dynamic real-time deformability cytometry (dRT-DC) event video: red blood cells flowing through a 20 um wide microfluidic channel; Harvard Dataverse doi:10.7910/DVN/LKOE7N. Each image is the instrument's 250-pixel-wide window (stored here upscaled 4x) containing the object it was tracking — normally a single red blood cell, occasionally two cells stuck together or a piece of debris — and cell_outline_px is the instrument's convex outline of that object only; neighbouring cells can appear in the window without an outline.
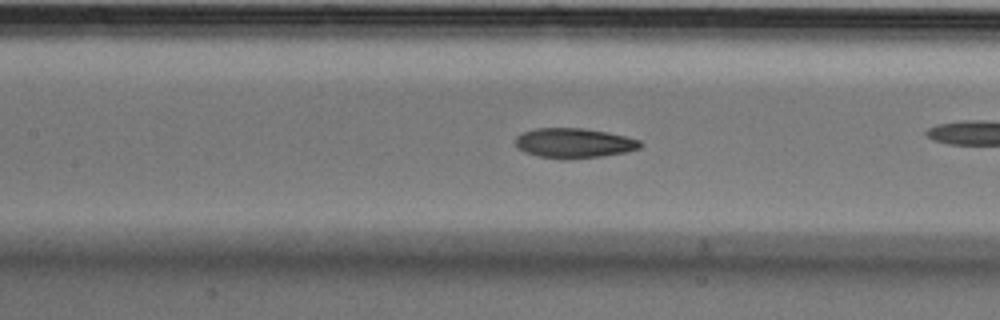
{"species": "Egyptian fruit bat (a non-hibernating species)", "species_latin": "Rousettus aegyptiacus", "temperature_condition": "cold", "stored_images_in_passage": 28, "camera_frame_rate_fps": 3000, "um_per_image_px": 0.085, "animal": {"sex": "male"}, "frame": {"image": 1, "passage_image": 9, "time_ms": 2.667, "image_size_px": [1000, 320], "cell_outline_px": [[644, 144], [640, 148], [628, 152], [600, 156], [564, 160], [560, 160], [540, 156], [524, 152], [516, 144], [516, 136], [524, 132], [536, 128], [584, 128], [608, 132], [640, 140]], "centroid_in_image_um": [48.82, 12.17], "position_along_channel_um": 158.6, "area_um2": 21.79}}
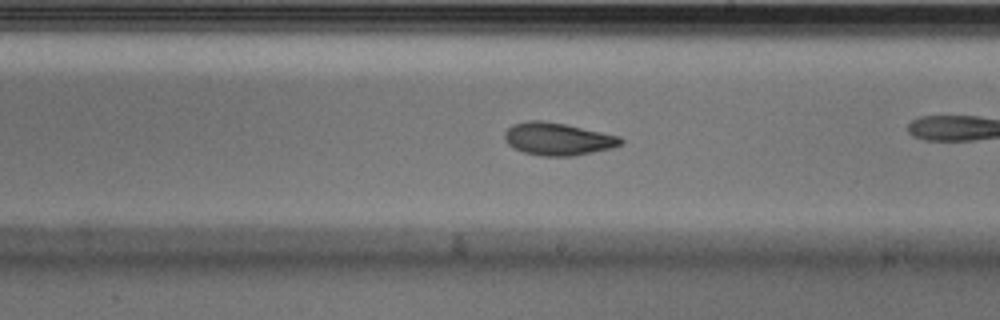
{"frame": {"image": 2, "passage_image": 16, "time_ms": 5.0, "image_size_px": [1000, 320], "cell_outline_px": [[624, 140], [620, 144], [612, 148], [572, 156], [540, 156], [524, 152], [512, 148], [504, 140], [504, 132], [512, 124], [528, 120], [540, 120], [564, 124], [620, 136]], "centroid_in_image_um": [47.37, 11.81], "position_along_channel_um": 241.6, "area_um2": 22.02}}